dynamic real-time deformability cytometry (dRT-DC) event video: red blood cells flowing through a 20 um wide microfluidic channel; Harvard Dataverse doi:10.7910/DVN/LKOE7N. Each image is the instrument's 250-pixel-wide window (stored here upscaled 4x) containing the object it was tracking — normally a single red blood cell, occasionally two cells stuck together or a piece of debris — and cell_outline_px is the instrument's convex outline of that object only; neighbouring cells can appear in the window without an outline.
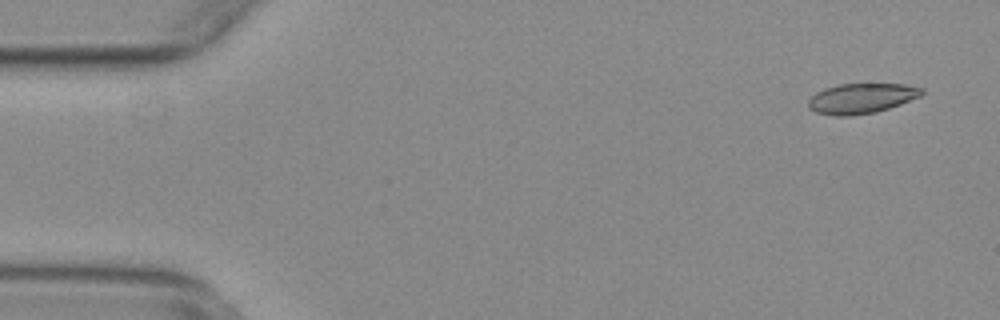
{"species": "common noctule bat (a hibernating species)", "species_latin": "Nyctalus noctula", "temperature_condition": "warm", "stored_images_in_passage": 55, "camera_frame_rate_fps": 3000, "um_per_image_px": 0.085, "animal": {"sex": "female", "body_mass_g": 29.2, "forearm_length_mm": 56.3}, "frame": {"image": 1, "passage_image": 3, "time_ms": 0.667, "image_size_px": [1000, 320], "cell_outline_px": [[924, 92], [920, 96], [900, 104], [876, 112], [848, 116], [836, 116], [816, 112], [808, 108], [808, 100], [816, 92], [824, 88], [840, 84], [904, 84], [924, 88]], "centroid_in_image_um": [73.21, 8.36], "position_along_channel_um": 11.8, "area_um2": 19.88}}
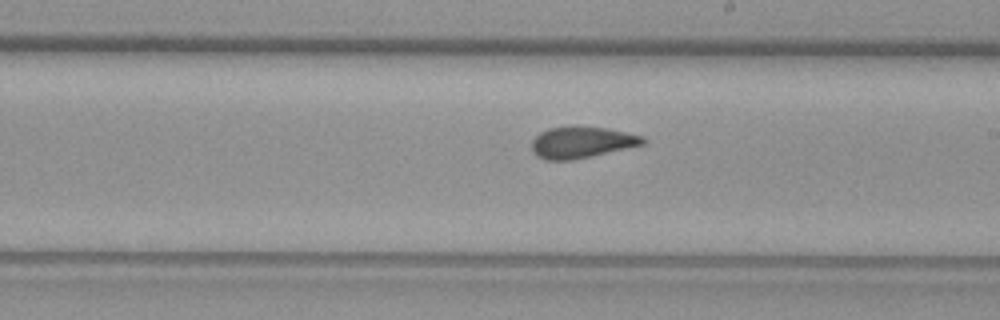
{"frame": {"image": 2, "passage_image": 31, "time_ms": 10.0, "image_size_px": [1000, 320], "cell_outline_px": [[648, 140], [644, 144], [592, 156], [572, 160], [544, 160], [536, 156], [532, 152], [532, 140], [540, 132], [548, 128], [568, 124], [576, 124], [608, 128], [644, 136]], "centroid_in_image_um": [49.42, 12.06], "position_along_channel_um": 239.6, "area_um2": 21.04}}
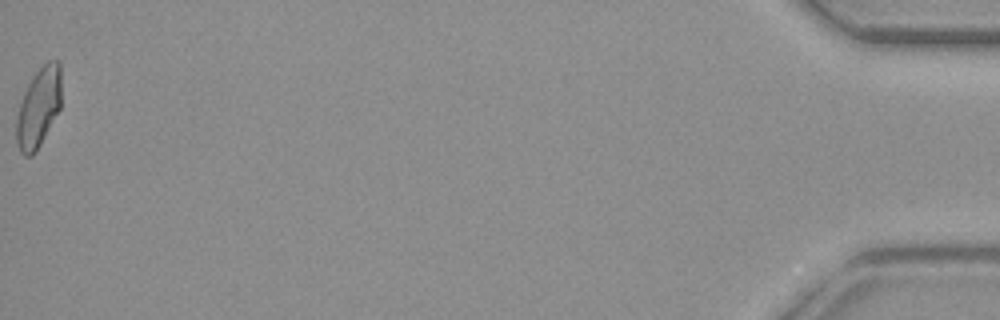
{"frame": {"image": 3, "passage_image": 55, "time_ms": 18.0, "image_size_px": [1000, 320], "cell_outline_px": [[60, 108], [36, 152], [32, 156], [24, 156], [20, 152], [16, 144], [16, 120], [20, 104], [24, 92], [28, 84], [36, 72], [48, 60], [60, 60]], "centroid_in_image_um": [3.27, 9.16], "position_along_channel_um": 431.9, "area_um2": 20.69}, "authors_computed_cell_mechanics": {"area_um2": 20.519, "velocity_mm_per_s": 3.7644, "shape_relaxation_time_tau1_ms": null, "shape_relaxation_time_tau2_ms": 1.5023, "deformation_change_tau1": null, "deformation_change_tau2": 0.0832}}